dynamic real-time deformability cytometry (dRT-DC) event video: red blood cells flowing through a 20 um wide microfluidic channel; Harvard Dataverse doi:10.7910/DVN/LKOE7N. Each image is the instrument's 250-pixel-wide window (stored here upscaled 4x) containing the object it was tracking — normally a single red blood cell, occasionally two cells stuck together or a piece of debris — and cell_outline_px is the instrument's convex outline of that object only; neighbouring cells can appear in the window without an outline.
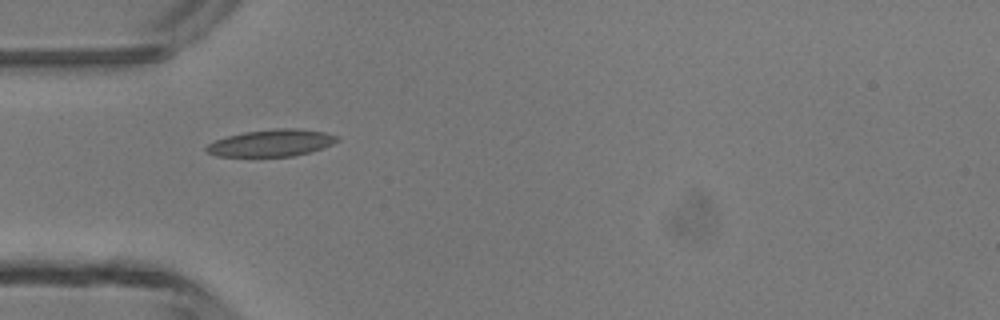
{"species": "common noctule bat (a hibernating species)", "species_latin": "Nyctalus noctula", "temperature_condition": "room temperature", "stored_images_in_passage": 4, "camera_frame_rate_fps": 3000, "um_per_image_px": 0.085, "animal": {"sex": "male", "body_mass_g": 13.3}, "frame": {"image": 1, "passage_image": 3, "time_ms": 2.333, "image_size_px": [1000, 320], "cell_outline_px": [[340, 140], [332, 144], [308, 152], [292, 156], [216, 156], [208, 152], [204, 148], [208, 144], [216, 140], [228, 136], [244, 132], [276, 128], [300, 128], [324, 132], [340, 136]], "centroid_in_image_um": [23.09, 12.14], "position_along_channel_um": 61.9, "area_um2": 20.4}}
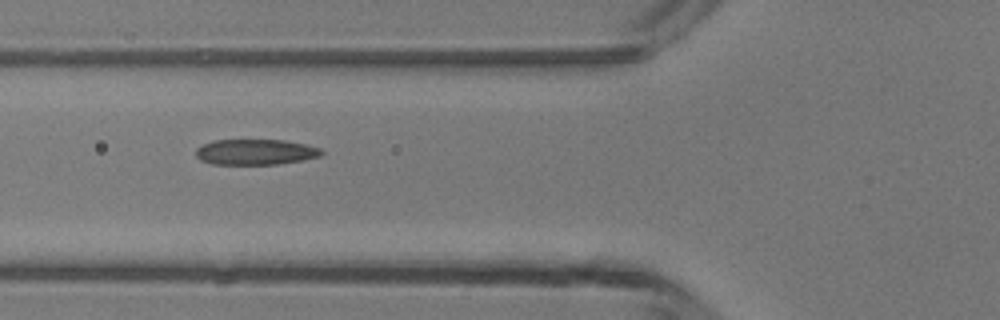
{"frame": {"image": 2, "passage_image": 4, "time_ms": 3.333, "image_size_px": [1000, 320], "cell_outline_px": [[324, 152], [320, 156], [304, 160], [276, 164], [212, 164], [200, 160], [196, 156], [196, 148], [212, 140], [284, 140], [304, 144], [320, 148]], "centroid_in_image_um": [21.71, 12.92], "position_along_channel_um": 104.1, "area_um2": 18.73}}